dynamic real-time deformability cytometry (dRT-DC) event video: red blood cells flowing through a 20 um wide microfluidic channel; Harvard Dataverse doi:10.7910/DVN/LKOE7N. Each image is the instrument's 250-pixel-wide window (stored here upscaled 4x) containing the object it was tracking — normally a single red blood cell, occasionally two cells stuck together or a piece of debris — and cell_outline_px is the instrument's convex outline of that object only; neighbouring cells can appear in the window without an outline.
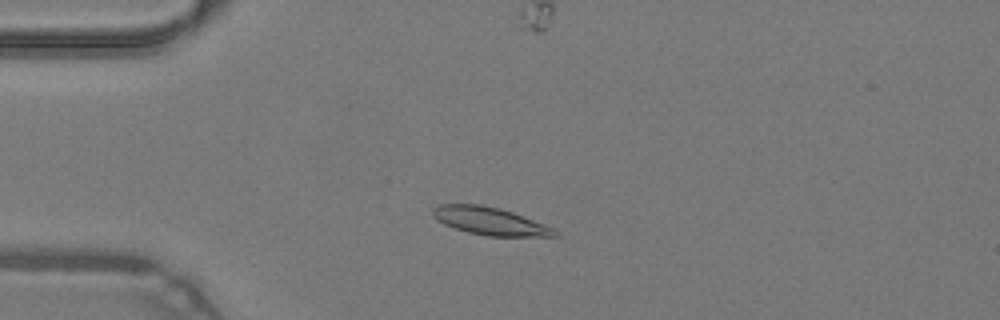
{"species": "common noctule bat (a hibernating species)", "species_latin": "Nyctalus noctula", "temperature_condition": "warm", "stored_images_in_passage": 41, "camera_frame_rate_fps": 3000, "um_per_image_px": 0.085, "animal": {"sex": "male", "body_mass_g": 19.2, "forearm_length_mm": 51.8}, "frame": {"image": 1, "passage_image": 5, "time_ms": 1.333, "image_size_px": [1000, 320], "cell_outline_px": [[560, 236], [488, 236], [468, 232], [444, 224], [432, 216], [432, 208], [440, 204], [480, 204], [500, 208], [512, 212], [556, 228]], "centroid_in_image_um": [41.67, 18.79], "position_along_channel_um": 43.3, "area_um2": 19.71}}
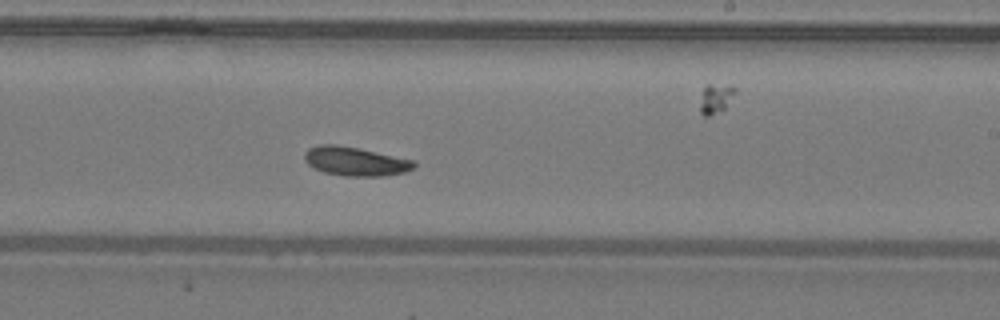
{"frame": {"image": 2, "passage_image": 22, "time_ms": 7.0, "image_size_px": [1000, 320], "cell_outline_px": [[416, 164], [412, 168], [404, 172], [384, 176], [344, 176], [324, 172], [308, 164], [304, 160], [304, 152], [308, 148], [320, 144], [336, 144], [416, 160]], "centroid_in_image_um": [30.19, 13.71], "position_along_channel_um": 258.8, "area_um2": 18.38}}
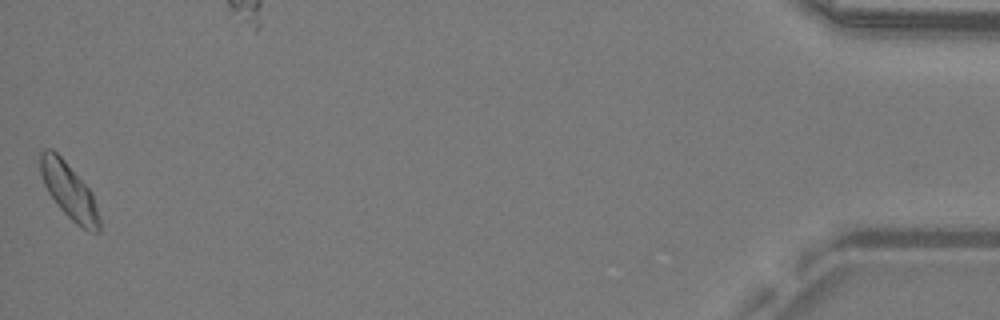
{"frame": {"image": 3, "passage_image": 41, "time_ms": 13.333, "image_size_px": [1000, 320], "cell_outline_px": [[100, 232], [88, 232], [76, 224], [60, 208], [48, 192], [44, 184], [40, 172], [40, 152], [44, 148], [52, 148], [64, 160], [92, 192], [100, 220]], "centroid_in_image_um": [5.87, 16.23], "position_along_channel_um": 429.3, "area_um2": 19.02}, "authors_computed_cell_mechanics": {"area_um2": 18.2648, "velocity_mm_per_s": 4.2373, "shape_relaxation_time_tau1_ms": 9.2615, "shape_relaxation_time_tau2_ms": null, "deformation_change_tau1": 0.1677, "deformation_change_tau2": null}}